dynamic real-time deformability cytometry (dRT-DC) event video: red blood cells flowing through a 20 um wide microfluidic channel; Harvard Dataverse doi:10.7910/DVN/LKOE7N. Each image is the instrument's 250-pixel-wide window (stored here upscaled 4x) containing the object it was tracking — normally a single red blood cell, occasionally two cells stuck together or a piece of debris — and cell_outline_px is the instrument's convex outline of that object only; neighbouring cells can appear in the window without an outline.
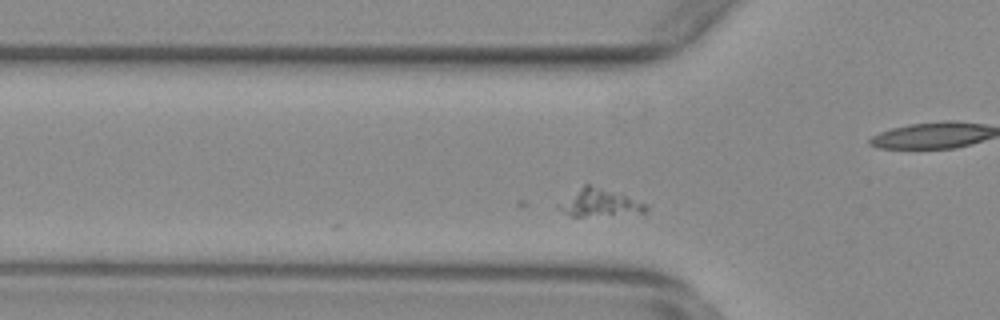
{"species": "common noctule bat (a hibernating species)", "species_latin": "Nyctalus noctula", "temperature_condition": "warm", "stored_images_in_passage": 34, "camera_frame_rate_fps": 3000, "um_per_image_px": 0.085, "animal": {"sex": "female", "body_mass_g": 29.2, "forearm_length_mm": 56.3}, "frame": {"image": 1, "passage_image": 8, "time_ms": 2.333, "image_size_px": [1000, 320], "cell_outline_px": [[648, 208], [644, 212], [584, 216], [572, 216], [560, 208], [556, 204], [584, 184], [588, 184], [648, 204]], "centroid_in_image_um": [50.92, 17.24], "position_along_channel_um": 74.9, "area_um2": 13.24}}
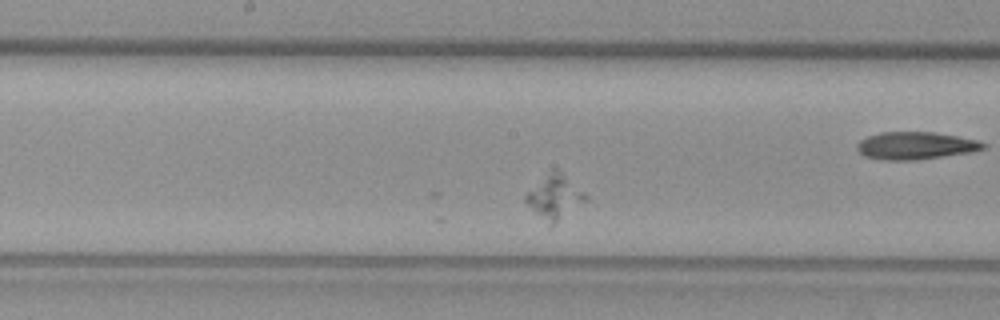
{"frame": {"image": 2, "passage_image": 19, "time_ms": 6.0, "image_size_px": [1000, 320], "cell_outline_px": [[588, 200], [548, 228], [524, 200], [524, 196], [552, 168], [560, 168], [588, 196]], "centroid_in_image_um": [47.17, 16.74], "position_along_channel_um": 201.0, "area_um2": 15.61}}
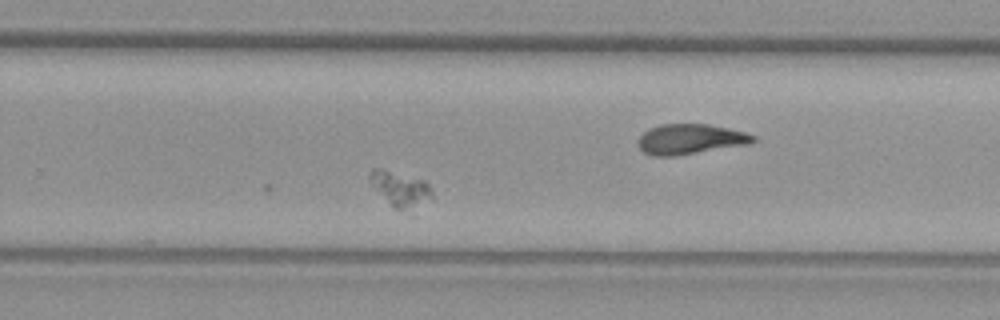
{"frame": {"image": 3, "passage_image": 27, "time_ms": 8.667, "image_size_px": [1000, 320], "cell_outline_px": [[432, 200], [412, 216], [392, 208], [368, 180], [368, 176], [372, 168], [380, 168], [424, 180], [428, 184], [432, 192]], "centroid_in_image_um": [34.1, 16.18], "position_along_channel_um": 295.7, "area_um2": 13.64}}